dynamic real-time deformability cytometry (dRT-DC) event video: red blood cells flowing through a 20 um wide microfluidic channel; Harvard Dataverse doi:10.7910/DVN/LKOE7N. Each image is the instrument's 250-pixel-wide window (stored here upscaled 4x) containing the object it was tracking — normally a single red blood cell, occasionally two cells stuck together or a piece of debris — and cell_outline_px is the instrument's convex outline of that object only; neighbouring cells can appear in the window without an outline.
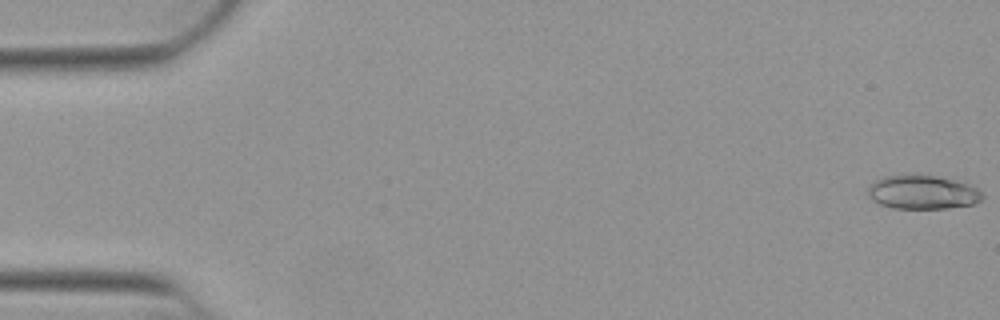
{"species": "Egyptian fruit bat (a non-hibernating species)", "species_latin": "Rousettus aegyptiacus", "temperature_condition": "warm", "stored_images_in_passage": 52, "camera_frame_rate_fps": 3000, "um_per_image_px": 0.085, "animal": {"sex": "female"}, "frame": {"image": 1, "passage_image": 1, "time_ms": 0.0, "image_size_px": [1000, 320], "cell_outline_px": [[984, 196], [980, 200], [972, 204], [948, 208], [892, 208], [880, 204], [872, 200], [868, 196], [868, 188], [876, 180], [884, 176], [936, 176], [956, 180], [968, 184], [976, 188]], "centroid_in_image_um": [78.41, 16.35], "position_along_channel_um": 6.6, "area_um2": 22.14}}
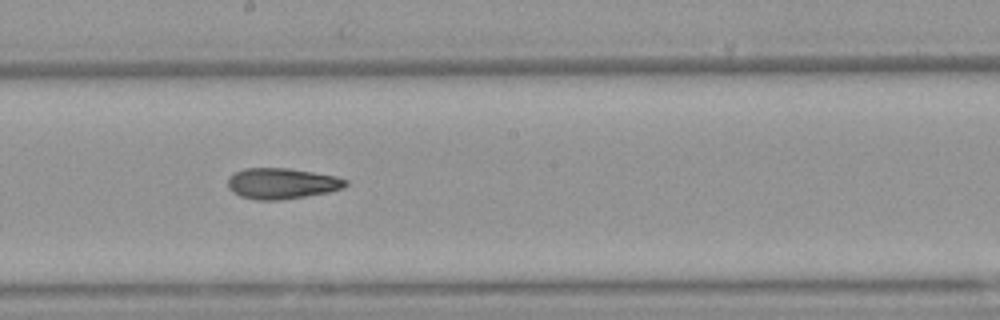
{"frame": {"image": 2, "passage_image": 29, "time_ms": 9.333, "image_size_px": [1000, 320], "cell_outline_px": [[348, 184], [344, 188], [328, 192], [280, 200], [256, 200], [240, 196], [232, 192], [228, 188], [228, 176], [244, 168], [288, 168], [336, 176], [348, 180]], "centroid_in_image_um": [23.94, 15.59], "position_along_channel_um": 224.3, "area_um2": 21.21}}
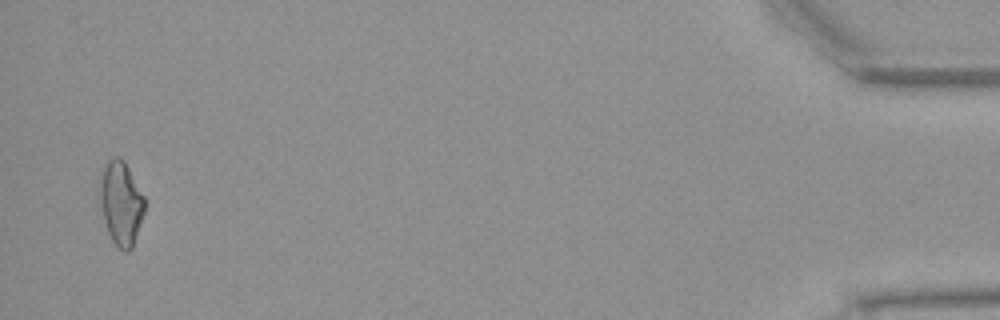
{"frame": {"image": 3, "passage_image": 51, "time_ms": 16.667, "image_size_px": [1000, 320], "cell_outline_px": [[144, 212], [132, 248], [128, 252], [124, 252], [112, 240], [108, 232], [104, 220], [100, 204], [100, 172], [108, 160], [116, 156], [120, 156], [124, 160], [144, 196]], "centroid_in_image_um": [10.27, 17.24], "position_along_channel_um": 424.9, "area_um2": 21.73}, "authors_computed_cell_mechanics": {"area_um2": 21.4727, "velocity_mm_per_s": 3.9379, "shape_relaxation_time_tau1_ms": null, "shape_relaxation_time_tau2_ms": 6.2323, "deformation_change_tau1": null, "deformation_change_tau2": 0.1717}}